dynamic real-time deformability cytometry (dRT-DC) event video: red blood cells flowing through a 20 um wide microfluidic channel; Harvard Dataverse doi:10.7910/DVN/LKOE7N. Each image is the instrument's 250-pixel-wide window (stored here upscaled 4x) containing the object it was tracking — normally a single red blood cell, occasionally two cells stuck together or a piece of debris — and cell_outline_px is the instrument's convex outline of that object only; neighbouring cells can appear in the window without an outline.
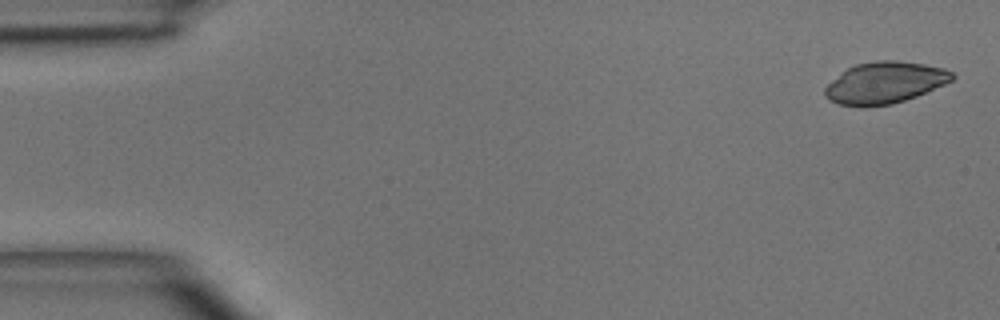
{"species": "common noctule bat (a hibernating species)", "species_latin": "Nyctalus noctula", "temperature_condition": "room temperature", "stored_images_in_passage": 6, "camera_frame_rate_fps": 3000, "um_per_image_px": 0.085, "animal": {"sex": "male", "body_mass_g": 15.6}, "frame": {"image": 1, "passage_image": 1, "time_ms": 0.0, "image_size_px": [1000, 320], "cell_outline_px": [[956, 76], [952, 80], [944, 84], [916, 96], [892, 104], [840, 104], [828, 100], [824, 96], [824, 88], [832, 80], [848, 68], [856, 64], [876, 60], [896, 60], [924, 64], [944, 68], [952, 72]], "centroid_in_image_um": [75.23, 6.99], "position_along_channel_um": 9.8, "area_um2": 30.17}}